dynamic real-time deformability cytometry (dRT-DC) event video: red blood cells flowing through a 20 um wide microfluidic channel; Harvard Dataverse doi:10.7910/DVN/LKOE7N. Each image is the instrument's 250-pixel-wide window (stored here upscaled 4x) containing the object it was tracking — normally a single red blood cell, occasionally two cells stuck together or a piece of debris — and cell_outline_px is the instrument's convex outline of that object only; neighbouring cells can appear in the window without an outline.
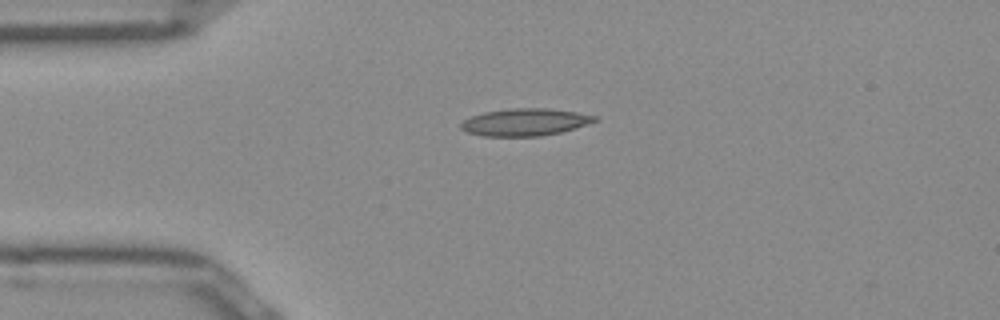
{"species": "Egyptian fruit bat (a non-hibernating species)", "species_latin": "Rousettus aegyptiacus", "temperature_condition": "room temperature", "stored_images_in_passage": 40, "camera_frame_rate_fps": 3000, "um_per_image_px": 0.085, "frame": {"image": 1, "passage_image": 1, "time_ms": 0.0, "image_size_px": [1000, 320], "cell_outline_px": [[600, 120], [588, 124], [560, 132], [540, 136], [484, 136], [468, 132], [460, 128], [460, 124], [464, 120], [472, 116], [484, 112], [512, 108], [544, 108], [576, 112], [596, 116]], "centroid_in_image_um": [44.63, 10.38], "position_along_channel_um": 40.4, "area_um2": 21.1}}
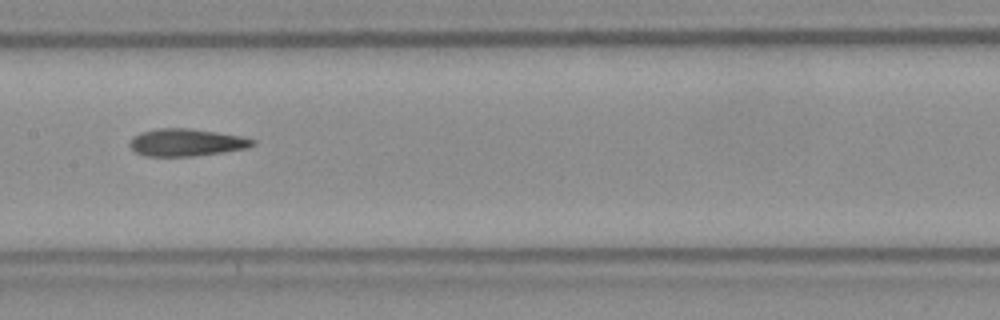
{"frame": {"image": 2, "passage_image": 14, "time_ms": 4.333, "image_size_px": [1000, 320], "cell_outline_px": [[256, 144], [248, 148], [224, 152], [192, 156], [144, 156], [136, 152], [128, 144], [136, 136], [144, 132], [160, 128], [188, 128], [216, 132], [240, 136], [256, 140]], "centroid_in_image_um": [15.89, 12.12], "position_along_channel_um": 191.5, "area_um2": 19.36}}
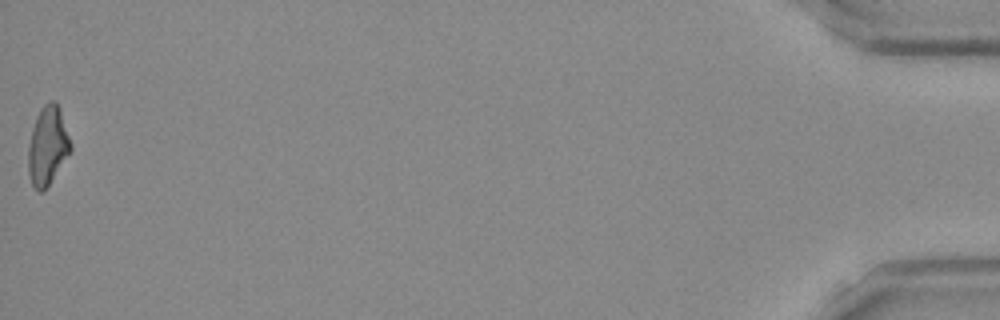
{"frame": {"image": 3, "passage_image": 40, "time_ms": 13.0, "image_size_px": [1000, 320], "cell_outline_px": [[72, 148], [44, 192], [36, 192], [32, 184], [28, 172], [28, 144], [32, 128], [36, 116], [40, 108], [44, 104], [52, 100], [56, 100], [60, 108], [72, 144]], "centroid_in_image_um": [4.04, 12.38], "position_along_channel_um": 431.2, "area_um2": 19.59}, "authors_computed_cell_mechanics": {"area_um2": 19.4786, "velocity_mm_per_s": 3.9752, "shape_relaxation_time_tau1_ms": null, "shape_relaxation_time_tau2_ms": 4.168, "deformation_change_tau1": null, "deformation_change_tau2": 0.1497}}